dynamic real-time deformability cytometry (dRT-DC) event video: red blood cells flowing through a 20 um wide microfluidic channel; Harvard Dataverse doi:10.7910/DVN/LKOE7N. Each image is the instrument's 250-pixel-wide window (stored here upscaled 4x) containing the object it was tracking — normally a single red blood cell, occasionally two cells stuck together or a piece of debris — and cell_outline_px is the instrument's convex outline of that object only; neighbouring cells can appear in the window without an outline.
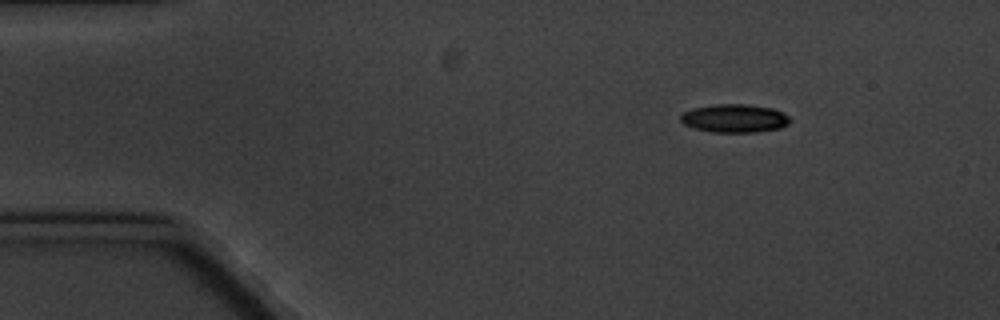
{"species": "common noctule bat (a hibernating species)", "species_latin": "Nyctalus noctula", "temperature_condition": "cold", "stored_images_in_passage": 6, "camera_frame_rate_fps": 3000, "um_per_image_px": 0.085, "animal": {"sex": "male", "body_mass_g": 20.1, "forearm_length_mm": 53.5}, "frame": {"image": 1, "passage_image": 1, "time_ms": 0.0, "image_size_px": [1000, 320], "cell_outline_px": [[792, 120], [788, 124], [780, 128], [756, 132], [712, 132], [692, 128], [684, 124], [680, 120], [680, 116], [684, 112], [692, 108], [716, 104], [748, 104], [772, 108], [784, 112]], "centroid_in_image_um": [62.44, 10.06], "position_along_channel_um": 22.6, "area_um2": 18.21}}
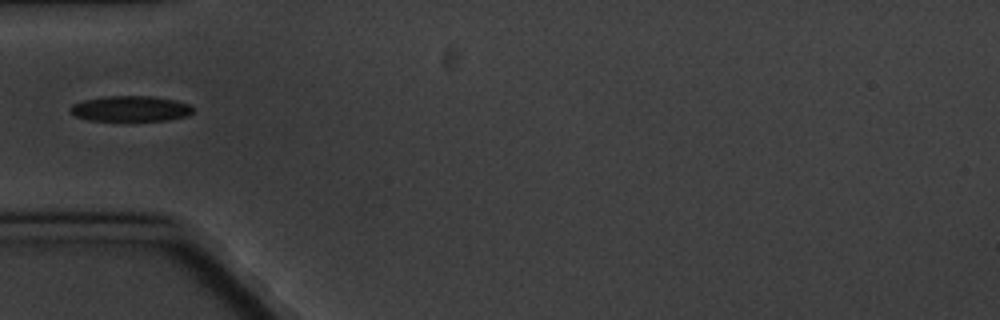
{"frame": {"image": 2, "passage_image": 4, "time_ms": 3.667, "image_size_px": [1000, 320], "cell_outline_px": [[192, 112], [188, 116], [168, 120], [128, 124], [88, 120], [76, 116], [68, 112], [68, 108], [72, 104], [84, 100], [104, 96], [152, 96], [176, 100], [188, 104], [192, 108]], "centroid_in_image_um": [11.05, 9.29], "position_along_channel_um": 74.0, "area_um2": 19.42}}